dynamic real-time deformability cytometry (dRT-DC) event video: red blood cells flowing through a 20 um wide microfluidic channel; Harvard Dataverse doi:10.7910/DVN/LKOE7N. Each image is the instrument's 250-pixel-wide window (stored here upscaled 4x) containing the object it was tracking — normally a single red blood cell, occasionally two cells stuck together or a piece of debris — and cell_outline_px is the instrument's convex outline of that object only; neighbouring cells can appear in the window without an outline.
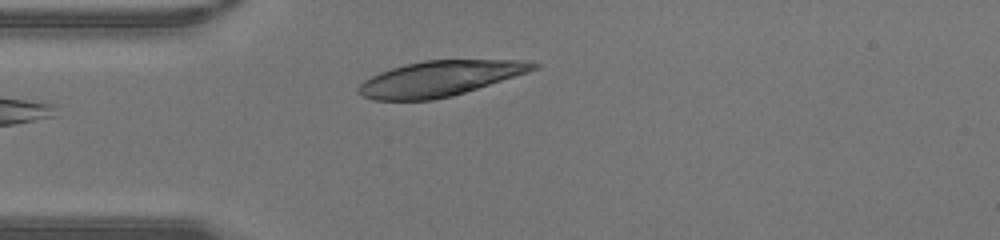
{"species": "human", "species_latin": "Homo sapiens", "temperature_condition": "warm", "stored_images_in_passage": 29, "camera_frame_rate_fps": 3000, "um_per_image_px": 0.085, "donor": {"sex": "male"}, "frame": {"image": 1, "passage_image": 1, "time_ms": 0.0, "image_size_px": [1000, 240], "cell_outline_px": [[540, 68], [528, 72], [452, 96], [432, 100], [372, 100], [360, 96], [356, 92], [356, 88], [364, 80], [380, 72], [404, 64], [424, 60], [524, 60], [540, 64]], "centroid_in_image_um": [37.35, 6.68], "position_along_channel_um": 47.7, "area_um2": 36.01}}
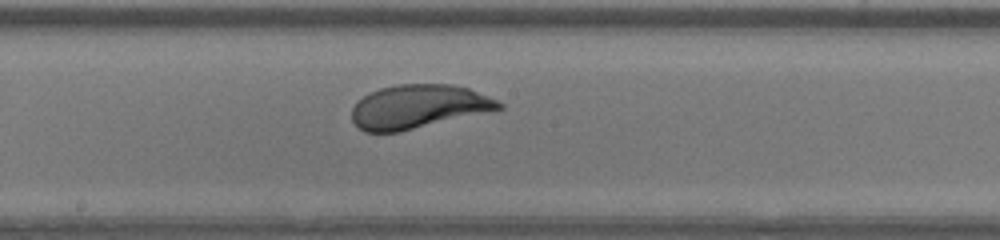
{"frame": {"image": 2, "passage_image": 12, "time_ms": 3.667, "image_size_px": [1000, 240], "cell_outline_px": [[504, 108], [492, 112], [400, 132], [364, 132], [352, 120], [352, 108], [356, 100], [368, 92], [380, 88], [396, 84], [452, 84], [468, 88], [488, 96], [504, 104]], "centroid_in_image_um": [35.57, 9.07], "position_along_channel_um": 212.6, "area_um2": 38.03}}
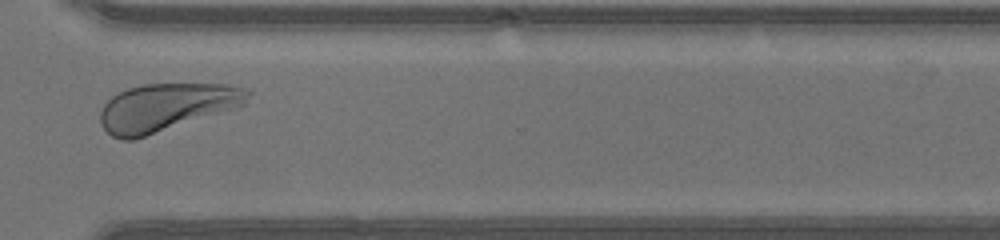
{"frame": {"image": 3, "passage_image": 21, "time_ms": 6.667, "image_size_px": [1000, 240], "cell_outline_px": [[252, 92], [244, 104], [232, 108], [132, 140], [120, 140], [112, 136], [104, 128], [100, 120], [100, 112], [104, 104], [116, 92], [128, 88], [144, 84], [228, 84], [244, 88]], "centroid_in_image_um": [14.08, 9.09], "position_along_channel_um": 356.5, "area_um2": 40.29}}